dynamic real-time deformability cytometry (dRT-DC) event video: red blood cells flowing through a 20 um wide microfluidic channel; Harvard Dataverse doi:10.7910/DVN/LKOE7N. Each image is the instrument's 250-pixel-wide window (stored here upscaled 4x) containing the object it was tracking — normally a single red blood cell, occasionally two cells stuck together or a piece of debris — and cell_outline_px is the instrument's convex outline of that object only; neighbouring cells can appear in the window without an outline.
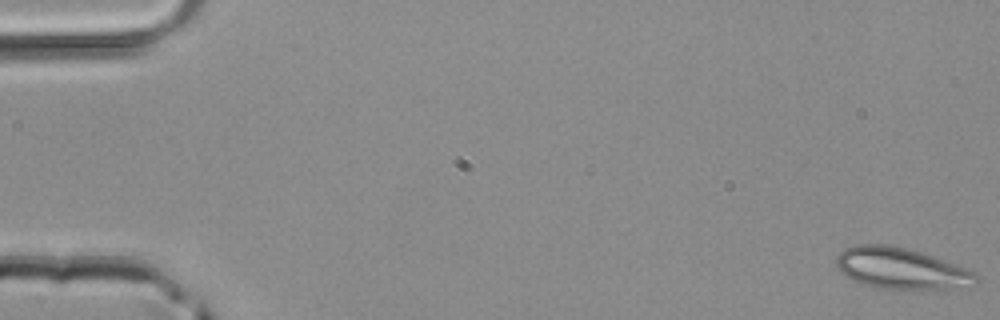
{"species": "common noctule bat (a hibernating species)", "species_latin": "Nyctalus noctula", "temperature_condition": "room temperature", "stored_images_in_passage": 48, "camera_frame_rate_fps": 3000, "um_per_image_px": 0.085, "animal": {"sex": "male", "body_mass_g": 20.4}, "frame": {"image": 1, "passage_image": 1, "time_ms": 0.0, "image_size_px": [1000, 320], "cell_outline_px": [[980, 276], [948, 288], [884, 288], [852, 280], [840, 272], [836, 268], [836, 256], [844, 248], [856, 244], [888, 244], [908, 248], [932, 256], [976, 272]], "centroid_in_image_um": [76.42, 22.75], "position_along_channel_um": 8.6, "area_um2": 32.37}}
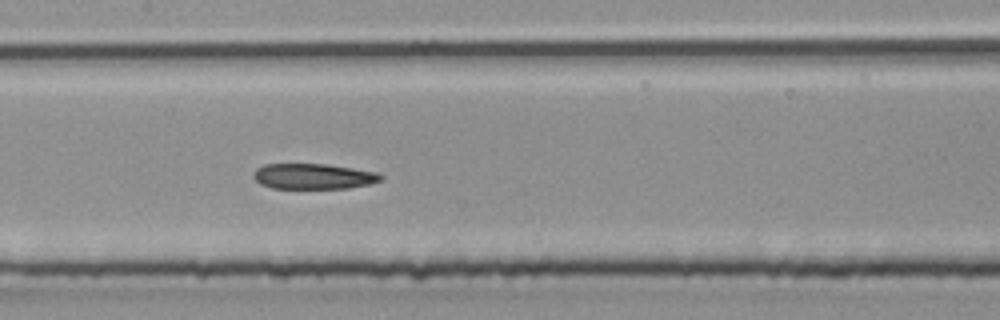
{"frame": {"image": 2, "passage_image": 24, "time_ms": 7.667, "image_size_px": [1000, 320], "cell_outline_px": [[384, 180], [368, 184], [348, 188], [272, 188], [260, 184], [252, 176], [252, 172], [256, 168], [264, 164], [328, 164], [376, 172], [384, 176]], "centroid_in_image_um": [26.62, 14.98], "position_along_channel_um": 180.8, "area_um2": 19.02}}
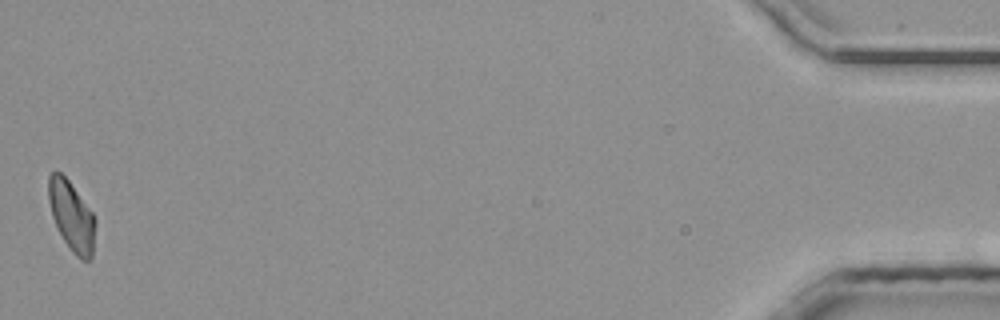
{"frame": {"image": 3, "passage_image": 48, "time_ms": 15.667, "image_size_px": [1000, 320], "cell_outline_px": [[96, 224], [92, 260], [80, 260], [72, 252], [64, 240], [52, 216], [48, 200], [48, 176], [52, 172], [60, 172], [68, 180], [92, 212], [96, 220]], "centroid_in_image_um": [6.1, 18.39], "position_along_channel_um": 429.1, "area_um2": 18.96}}